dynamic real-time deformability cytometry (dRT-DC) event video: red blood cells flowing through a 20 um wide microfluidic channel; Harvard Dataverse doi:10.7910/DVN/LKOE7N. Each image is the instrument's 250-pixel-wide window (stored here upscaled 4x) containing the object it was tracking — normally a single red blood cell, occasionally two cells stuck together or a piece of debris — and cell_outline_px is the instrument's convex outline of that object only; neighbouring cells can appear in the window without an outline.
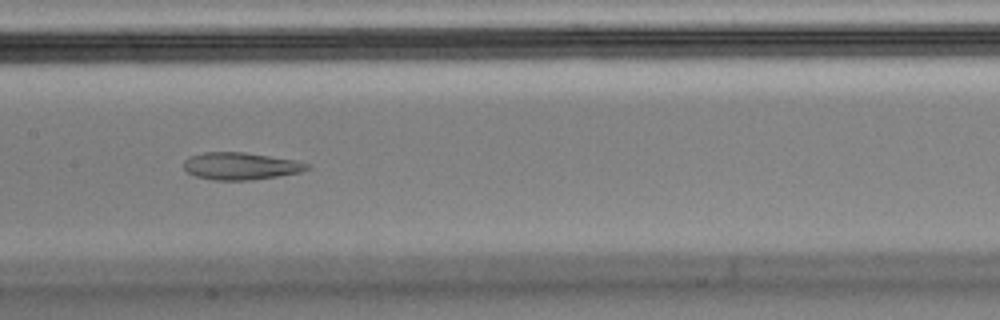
{"species": "Egyptian fruit bat (a non-hibernating species)", "species_latin": "Rousettus aegyptiacus", "temperature_condition": "cold", "stored_images_in_passage": 14, "camera_frame_rate_fps": 3000, "um_per_image_px": 0.085, "animal": {"sex": "male"}, "frame": {"image": 1, "passage_image": 7, "time_ms": 2.0, "image_size_px": [1000, 320], "cell_outline_px": [[312, 168], [300, 172], [252, 180], [212, 180], [196, 176], [188, 172], [184, 168], [184, 160], [192, 156], [204, 152], [244, 152], [296, 160], [312, 164]], "centroid_in_image_um": [20.5, 14.11], "position_along_channel_um": 186.9, "area_um2": 19.59}}